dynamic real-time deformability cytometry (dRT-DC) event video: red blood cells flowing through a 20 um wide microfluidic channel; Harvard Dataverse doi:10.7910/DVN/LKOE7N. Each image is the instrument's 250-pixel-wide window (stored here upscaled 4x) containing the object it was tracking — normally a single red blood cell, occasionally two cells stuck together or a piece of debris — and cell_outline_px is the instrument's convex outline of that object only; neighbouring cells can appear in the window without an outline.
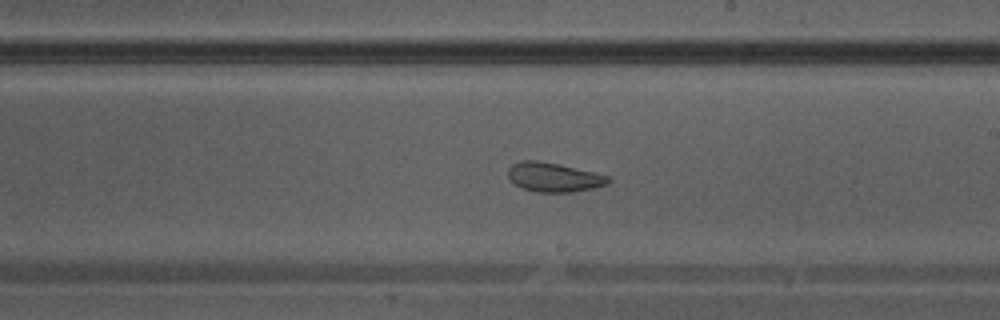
{"species": "Egyptian fruit bat (a non-hibernating species)", "species_latin": "Rousettus aegyptiacus", "temperature_condition": "warm", "stored_images_in_passage": 39, "segment_of_instrument_passage": [2, 2], "camera_frame_rate_fps": 3000, "um_per_image_px": 0.085, "animal": {"sex": "male"}, "frame": {"image": 1, "passage_image": 23, "time_ms": 7.333, "image_size_px": [1000, 320], "cell_outline_px": [[612, 180], [608, 184], [596, 188], [572, 192], [536, 192], [524, 188], [516, 184], [508, 176], [508, 168], [512, 164], [520, 160], [536, 160], [560, 164], [608, 176]], "centroid_in_image_um": [47.09, 15.06], "position_along_channel_um": 241.9, "area_um2": 17.05}}